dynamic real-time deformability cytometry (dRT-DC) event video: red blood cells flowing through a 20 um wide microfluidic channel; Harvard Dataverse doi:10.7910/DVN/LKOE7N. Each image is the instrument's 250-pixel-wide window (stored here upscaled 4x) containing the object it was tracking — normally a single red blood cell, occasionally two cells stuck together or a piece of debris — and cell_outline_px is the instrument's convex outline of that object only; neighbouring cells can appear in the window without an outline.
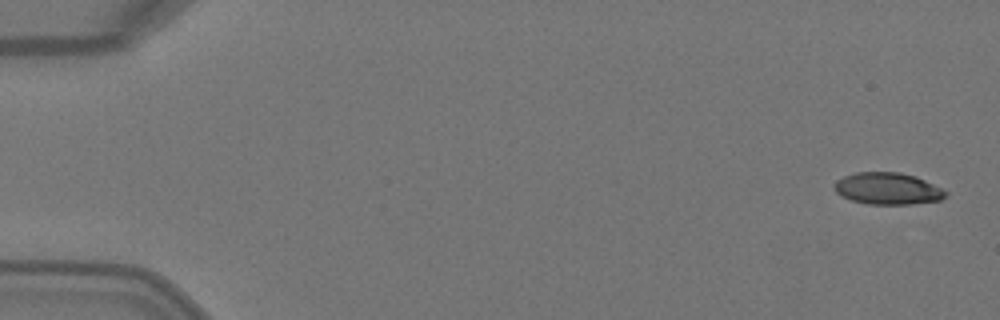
{"species": "Egyptian fruit bat (a non-hibernating species)", "species_latin": "Rousettus aegyptiacus", "temperature_condition": "warm", "stored_images_in_passage": 4, "camera_frame_rate_fps": 3000, "um_per_image_px": 0.085, "animal": {"sex": "female"}, "frame": {"image": 1, "passage_image": 1, "time_ms": 0.0, "image_size_px": [1000, 320], "cell_outline_px": [[948, 196], [940, 200], [912, 204], [868, 204], [852, 200], [840, 196], [836, 192], [836, 180], [844, 176], [856, 172], [900, 172], [916, 176], [948, 192]], "centroid_in_image_um": [75.47, 16.03], "position_along_channel_um": 9.5, "area_um2": 20.58}}
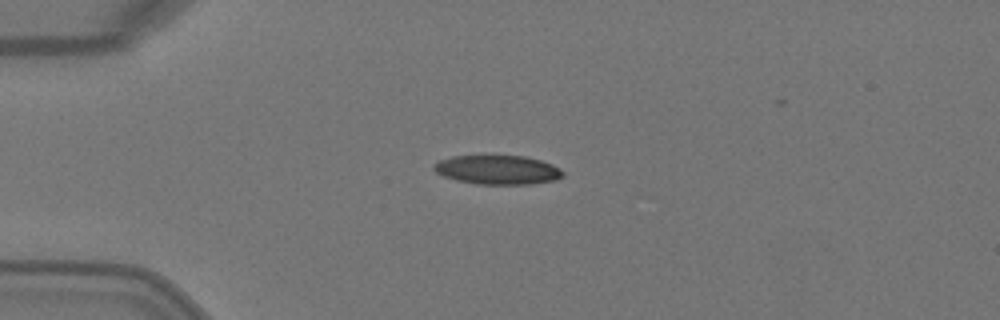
{"frame": {"image": 2, "passage_image": 4, "time_ms": 1.0, "image_size_px": [1000, 320], "cell_outline_px": [[564, 176], [556, 180], [532, 184], [476, 184], [456, 180], [444, 176], [436, 172], [432, 168], [432, 164], [440, 160], [452, 156], [524, 156], [540, 160], [552, 164], [560, 168], [564, 172]], "centroid_in_image_um": [42.31, 14.44], "position_along_channel_um": 42.7, "area_um2": 21.96}}